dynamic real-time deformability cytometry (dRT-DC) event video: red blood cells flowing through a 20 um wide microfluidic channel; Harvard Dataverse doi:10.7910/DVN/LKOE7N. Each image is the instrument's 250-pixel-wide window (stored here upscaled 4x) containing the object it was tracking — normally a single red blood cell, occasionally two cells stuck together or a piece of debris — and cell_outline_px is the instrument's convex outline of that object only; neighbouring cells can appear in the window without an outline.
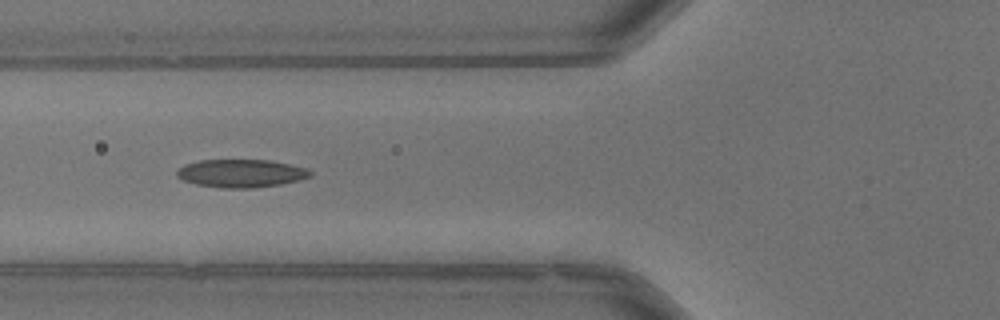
{"species": "common noctule bat (a hibernating species)", "species_latin": "Nyctalus noctula", "temperature_condition": "warm", "stored_images_in_passage": 19, "camera_frame_rate_fps": 3000, "um_per_image_px": 0.085, "animal": {"sex": "male", "body_mass_g": 13.3}, "frame": {"image": 1, "passage_image": 6, "time_ms": 1.667, "image_size_px": [1000, 320], "cell_outline_px": [[312, 176], [300, 180], [280, 184], [252, 188], [220, 188], [196, 184], [180, 180], [176, 176], [176, 172], [184, 164], [200, 160], [268, 160], [308, 168], [312, 172]], "centroid_in_image_um": [20.47, 14.74], "position_along_channel_um": 105.3, "area_um2": 21.91}}
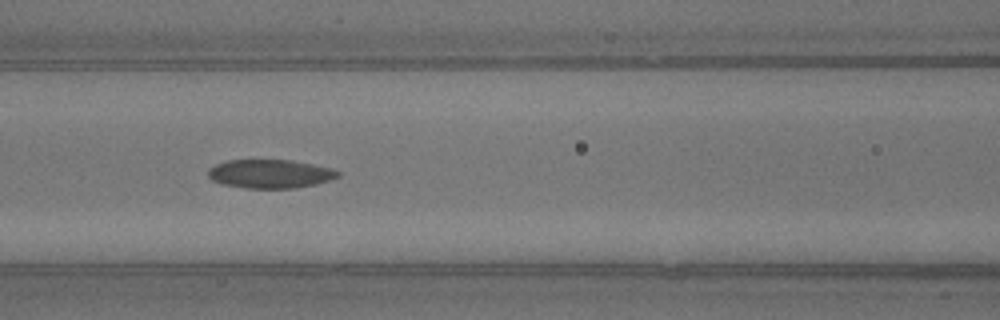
{"frame": {"image": 2, "passage_image": 9, "time_ms": 2.667, "image_size_px": [1000, 320], "cell_outline_px": [[340, 176], [316, 184], [292, 188], [244, 188], [224, 184], [212, 180], [208, 176], [208, 168], [216, 164], [228, 160], [292, 160], [332, 168], [340, 172]], "centroid_in_image_um": [22.95, 14.77], "position_along_channel_um": 143.6, "area_um2": 21.62}}